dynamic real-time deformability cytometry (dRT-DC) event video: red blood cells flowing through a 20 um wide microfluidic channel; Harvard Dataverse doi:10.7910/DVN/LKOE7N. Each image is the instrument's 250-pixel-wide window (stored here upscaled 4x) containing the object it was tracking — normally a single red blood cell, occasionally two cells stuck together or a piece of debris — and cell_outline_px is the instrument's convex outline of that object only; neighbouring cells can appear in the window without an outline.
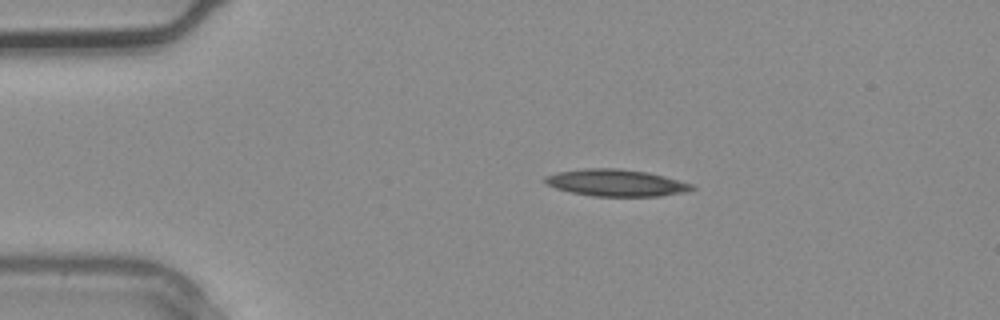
{"species": "common noctule bat (a hibernating species)", "species_latin": "Nyctalus noctula", "temperature_condition": "warm", "stored_images_in_passage": 2, "camera_frame_rate_fps": 3000, "um_per_image_px": 0.085, "animal": {"sex": "male", "body_mass_g": 20.4}, "frame": {"image": 1, "passage_image": 2, "time_ms": 0.333, "image_size_px": [1000, 320], "cell_outline_px": [[696, 188], [684, 192], [660, 196], [592, 196], [572, 192], [556, 188], [548, 184], [544, 180], [544, 176], [556, 172], [584, 168], [616, 168], [648, 172], [664, 176], [692, 184]], "centroid_in_image_um": [52.35, 15.53], "position_along_channel_um": 32.6, "area_um2": 22.89}}